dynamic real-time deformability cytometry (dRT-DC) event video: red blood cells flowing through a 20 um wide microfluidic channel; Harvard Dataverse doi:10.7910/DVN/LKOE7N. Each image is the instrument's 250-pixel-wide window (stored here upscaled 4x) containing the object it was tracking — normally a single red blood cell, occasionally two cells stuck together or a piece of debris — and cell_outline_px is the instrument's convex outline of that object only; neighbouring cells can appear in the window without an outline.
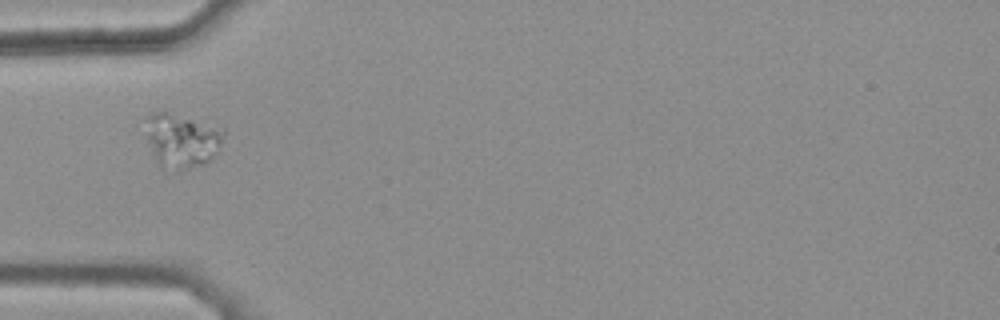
{"species": "common noctule bat (a hibernating species)", "species_latin": "Nyctalus noctula", "temperature_condition": "warm", "stored_images_in_passage": 28, "camera_frame_rate_fps": 3000, "um_per_image_px": 0.085, "animal": {"sex": "female", "body_mass_g": 25.1}, "frame": {"image": 1, "passage_image": 1, "time_ms": 0.0, "image_size_px": [1000, 320], "cell_outline_px": [[224, 136], [220, 144], [212, 156], [204, 164], [188, 168], [160, 168], [152, 152], [148, 140], [148, 116], [152, 112], [168, 112], [224, 128]], "centroid_in_image_um": [15.46, 11.92], "position_along_channel_um": 69.5, "area_um2": 23.81}}
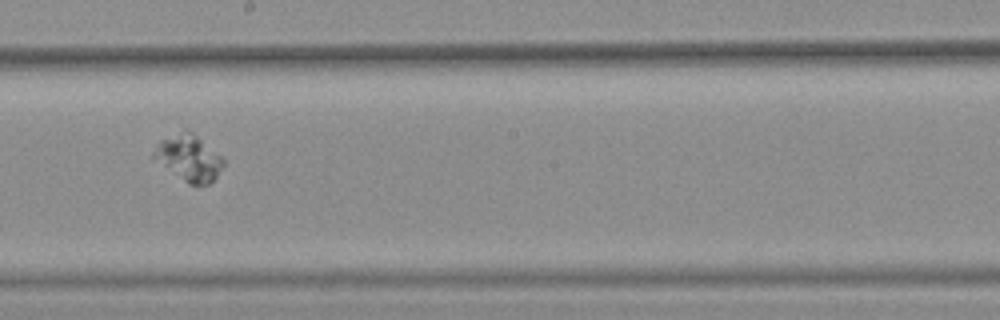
{"frame": {"image": 2, "passage_image": 14, "time_ms": 4.333, "image_size_px": [1000, 320], "cell_outline_px": [[224, 164], [216, 176], [208, 184], [188, 184], [152, 156], [152, 152], [156, 144], [160, 140], [184, 128], [188, 128], [220, 156], [224, 160]], "centroid_in_image_um": [16.02, 13.38], "position_along_channel_um": 232.2, "area_um2": 18.32}}
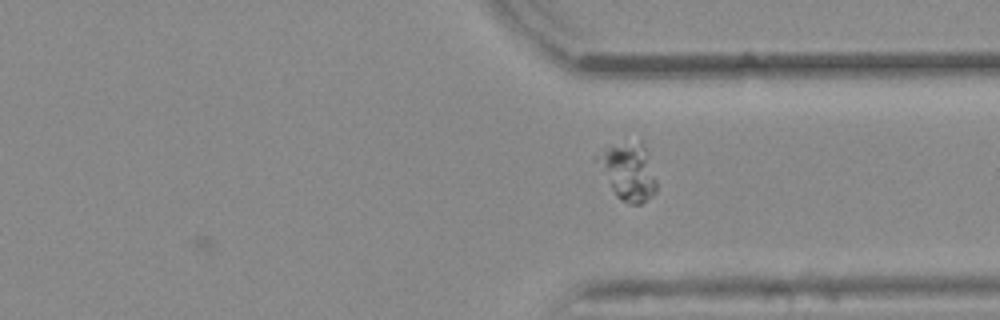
{"frame": {"image": 3, "passage_image": 24, "time_ms": 7.667, "image_size_px": [1000, 320], "cell_outline_px": [[656, 192], [640, 204], [632, 204], [620, 200], [616, 196], [592, 160], [592, 156], [608, 148], [640, 144], [644, 144], [648, 152], [656, 180]], "centroid_in_image_um": [53.35, 14.65], "position_along_channel_um": 358.0, "area_um2": 19.42}}